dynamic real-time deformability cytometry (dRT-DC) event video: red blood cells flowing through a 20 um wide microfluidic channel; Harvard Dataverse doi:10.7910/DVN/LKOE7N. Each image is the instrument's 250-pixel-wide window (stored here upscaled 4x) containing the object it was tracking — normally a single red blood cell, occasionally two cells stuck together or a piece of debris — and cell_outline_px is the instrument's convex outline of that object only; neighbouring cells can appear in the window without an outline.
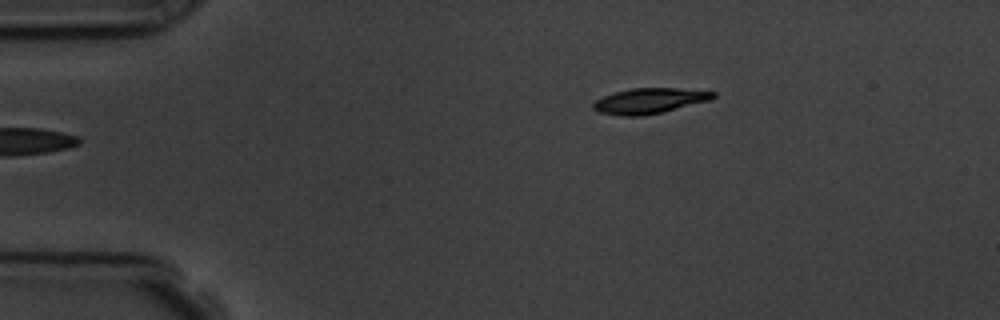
{"species": "common noctule bat (a hibernating species)", "species_latin": "Nyctalus noctula", "temperature_condition": "room temperature", "stored_images_in_passage": 3, "camera_frame_rate_fps": 3000, "um_per_image_px": 0.085, "animal": {"sex": "male", "body_mass_g": 19.5, "forearm_length_mm": 54.6}, "frame": {"image": 1, "passage_image": 3, "time_ms": 2.333, "image_size_px": [1000, 320], "cell_outline_px": [[716, 96], [712, 100], [664, 112], [640, 116], [620, 116], [600, 112], [592, 108], [592, 104], [596, 100], [604, 96], [616, 92], [632, 88], [680, 88], [716, 92]], "centroid_in_image_um": [55.25, 8.57], "position_along_channel_um": 29.8, "area_um2": 17.86}}